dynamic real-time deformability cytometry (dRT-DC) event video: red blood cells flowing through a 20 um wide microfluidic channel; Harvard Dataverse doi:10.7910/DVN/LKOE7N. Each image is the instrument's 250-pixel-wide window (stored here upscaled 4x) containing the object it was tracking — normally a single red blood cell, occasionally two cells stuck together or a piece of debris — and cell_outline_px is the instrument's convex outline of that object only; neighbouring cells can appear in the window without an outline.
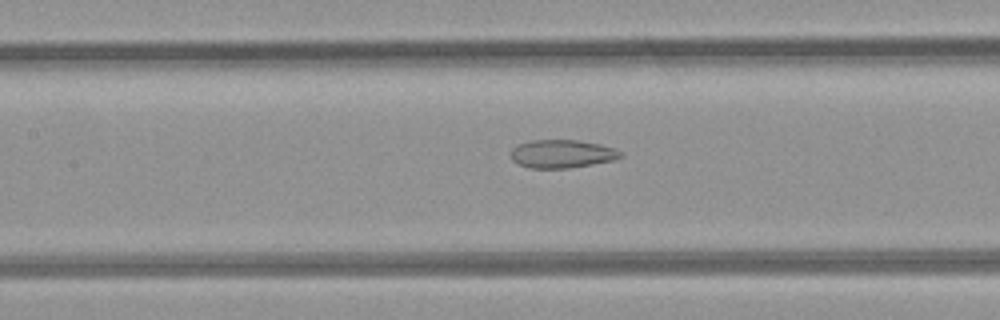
{"species": "common noctule bat (a hibernating species)", "species_latin": "Nyctalus noctula", "temperature_condition": "room temperature", "stored_images_in_passage": 12, "camera_frame_rate_fps": 3000, "um_per_image_px": 0.085, "animal": {"sex": "female", "body_mass_g": 21.9}, "frame": {"image": 1, "passage_image": 10, "time_ms": 3.0, "image_size_px": [1000, 320], "cell_outline_px": [[624, 156], [612, 160], [592, 164], [568, 168], [528, 168], [512, 160], [512, 148], [516, 144], [532, 140], [580, 140], [600, 144], [612, 148], [620, 152]], "centroid_in_image_um": [47.74, 13.07], "position_along_channel_um": 159.7, "area_um2": 17.92}}